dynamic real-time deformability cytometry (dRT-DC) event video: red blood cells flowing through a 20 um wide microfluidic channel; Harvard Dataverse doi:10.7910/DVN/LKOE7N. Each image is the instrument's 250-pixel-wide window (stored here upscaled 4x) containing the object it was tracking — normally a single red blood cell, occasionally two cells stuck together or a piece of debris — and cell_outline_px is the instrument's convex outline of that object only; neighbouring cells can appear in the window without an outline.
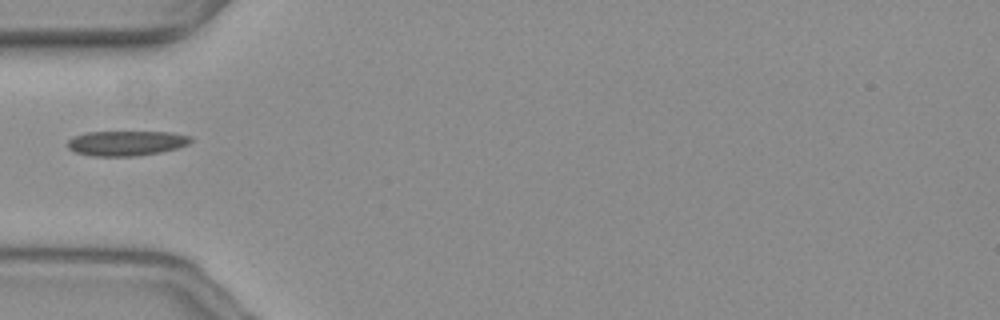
{"species": "common noctule bat (a hibernating species)", "species_latin": "Nyctalus noctula", "temperature_condition": "warm", "stored_images_in_passage": 40, "camera_frame_rate_fps": 3000, "um_per_image_px": 0.085, "animal": {"sex": "female", "body_mass_g": 19.3, "forearm_length_mm": 54.1}, "frame": {"image": 1, "passage_image": 1, "time_ms": 0.0, "image_size_px": [1000, 320], "cell_outline_px": [[192, 140], [188, 144], [176, 148], [160, 152], [136, 156], [92, 156], [76, 152], [68, 148], [68, 140], [72, 136], [84, 132], [172, 132], [192, 136]], "centroid_in_image_um": [10.72, 12.16], "position_along_channel_um": 74.3, "area_um2": 17.98}}
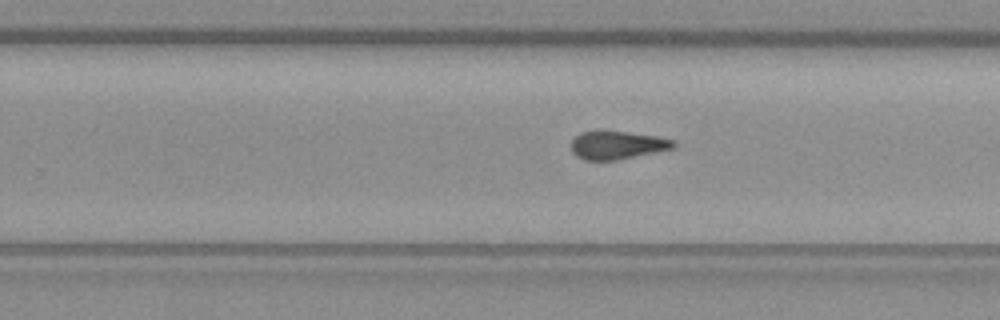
{"frame": {"image": 2, "passage_image": 18, "time_ms": 5.667, "image_size_px": [1000, 320], "cell_outline_px": [[676, 148], [616, 160], [584, 160], [576, 156], [572, 152], [572, 140], [580, 132], [624, 132], [656, 136], [676, 140]], "centroid_in_image_um": [52.5, 12.35], "position_along_channel_um": 277.3, "area_um2": 16.59}}
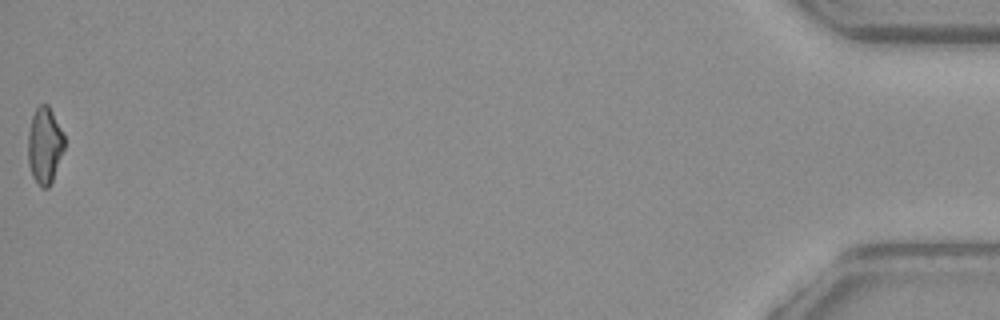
{"frame": {"image": 3, "passage_image": 40, "time_ms": 13.0, "image_size_px": [1000, 320], "cell_outline_px": [[64, 148], [52, 180], [48, 188], [40, 188], [32, 176], [28, 164], [28, 132], [32, 116], [36, 108], [40, 104], [48, 104], [64, 136]], "centroid_in_image_um": [3.77, 12.38], "position_along_channel_um": 431.4, "area_um2": 16.07}}